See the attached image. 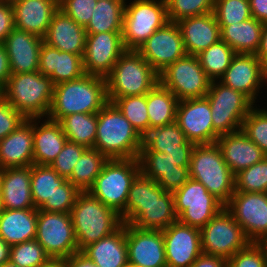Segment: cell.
Instances as JSON below:
<instances>
[{"mask_svg":"<svg viewBox=\"0 0 267 267\" xmlns=\"http://www.w3.org/2000/svg\"><path fill=\"white\" fill-rule=\"evenodd\" d=\"M176 221L173 193L140 172L131 184L123 223L138 229L164 230Z\"/></svg>","mask_w":267,"mask_h":267,"instance_id":"6da1fadb","label":"cell"},{"mask_svg":"<svg viewBox=\"0 0 267 267\" xmlns=\"http://www.w3.org/2000/svg\"><path fill=\"white\" fill-rule=\"evenodd\" d=\"M107 102L105 78L85 73L77 79L54 86L47 118L59 122L74 113H98Z\"/></svg>","mask_w":267,"mask_h":267,"instance_id":"7a4b0ae2","label":"cell"},{"mask_svg":"<svg viewBox=\"0 0 267 267\" xmlns=\"http://www.w3.org/2000/svg\"><path fill=\"white\" fill-rule=\"evenodd\" d=\"M143 137L118 107L107 102L97 113V132L94 148L108 159L138 158Z\"/></svg>","mask_w":267,"mask_h":267,"instance_id":"3957f363","label":"cell"},{"mask_svg":"<svg viewBox=\"0 0 267 267\" xmlns=\"http://www.w3.org/2000/svg\"><path fill=\"white\" fill-rule=\"evenodd\" d=\"M54 84L39 71L12 73L2 89L3 98L24 118H47Z\"/></svg>","mask_w":267,"mask_h":267,"instance_id":"277c9868","label":"cell"},{"mask_svg":"<svg viewBox=\"0 0 267 267\" xmlns=\"http://www.w3.org/2000/svg\"><path fill=\"white\" fill-rule=\"evenodd\" d=\"M70 214L79 251L113 233L123 224L121 216L114 209L104 205L88 191L78 195Z\"/></svg>","mask_w":267,"mask_h":267,"instance_id":"5b68a950","label":"cell"},{"mask_svg":"<svg viewBox=\"0 0 267 267\" xmlns=\"http://www.w3.org/2000/svg\"><path fill=\"white\" fill-rule=\"evenodd\" d=\"M108 102L117 98L145 95L159 83V74L136 51L126 50L105 78Z\"/></svg>","mask_w":267,"mask_h":267,"instance_id":"8992f818","label":"cell"},{"mask_svg":"<svg viewBox=\"0 0 267 267\" xmlns=\"http://www.w3.org/2000/svg\"><path fill=\"white\" fill-rule=\"evenodd\" d=\"M191 179L202 183L207 191L226 205L235 192V175L223 159L217 143L193 147L189 164Z\"/></svg>","mask_w":267,"mask_h":267,"instance_id":"52a82bcc","label":"cell"},{"mask_svg":"<svg viewBox=\"0 0 267 267\" xmlns=\"http://www.w3.org/2000/svg\"><path fill=\"white\" fill-rule=\"evenodd\" d=\"M140 173L138 158L108 159L88 192L125 220V208L132 182Z\"/></svg>","mask_w":267,"mask_h":267,"instance_id":"ba28073f","label":"cell"},{"mask_svg":"<svg viewBox=\"0 0 267 267\" xmlns=\"http://www.w3.org/2000/svg\"><path fill=\"white\" fill-rule=\"evenodd\" d=\"M127 1L123 17V44L126 50H137L156 30L169 22L167 5L165 0Z\"/></svg>","mask_w":267,"mask_h":267,"instance_id":"9c48e42d","label":"cell"},{"mask_svg":"<svg viewBox=\"0 0 267 267\" xmlns=\"http://www.w3.org/2000/svg\"><path fill=\"white\" fill-rule=\"evenodd\" d=\"M205 97L211 106L213 128L219 135L241 129L243 120L255 106L243 93L219 81H211Z\"/></svg>","mask_w":267,"mask_h":267,"instance_id":"30bf717a","label":"cell"},{"mask_svg":"<svg viewBox=\"0 0 267 267\" xmlns=\"http://www.w3.org/2000/svg\"><path fill=\"white\" fill-rule=\"evenodd\" d=\"M200 233L202 253L226 260L251 243L225 207L200 229Z\"/></svg>","mask_w":267,"mask_h":267,"instance_id":"8fae6325","label":"cell"},{"mask_svg":"<svg viewBox=\"0 0 267 267\" xmlns=\"http://www.w3.org/2000/svg\"><path fill=\"white\" fill-rule=\"evenodd\" d=\"M173 196L177 220L199 229L225 207L202 183L191 178Z\"/></svg>","mask_w":267,"mask_h":267,"instance_id":"7c38bea8","label":"cell"},{"mask_svg":"<svg viewBox=\"0 0 267 267\" xmlns=\"http://www.w3.org/2000/svg\"><path fill=\"white\" fill-rule=\"evenodd\" d=\"M159 83L178 100L204 98L211 80L196 55L186 54L159 74Z\"/></svg>","mask_w":267,"mask_h":267,"instance_id":"4fadbf2b","label":"cell"},{"mask_svg":"<svg viewBox=\"0 0 267 267\" xmlns=\"http://www.w3.org/2000/svg\"><path fill=\"white\" fill-rule=\"evenodd\" d=\"M35 239L51 259H65L79 252L70 213L38 209Z\"/></svg>","mask_w":267,"mask_h":267,"instance_id":"5bb4252c","label":"cell"},{"mask_svg":"<svg viewBox=\"0 0 267 267\" xmlns=\"http://www.w3.org/2000/svg\"><path fill=\"white\" fill-rule=\"evenodd\" d=\"M225 208L251 242L267 238V193L234 192Z\"/></svg>","mask_w":267,"mask_h":267,"instance_id":"9a60e30c","label":"cell"},{"mask_svg":"<svg viewBox=\"0 0 267 267\" xmlns=\"http://www.w3.org/2000/svg\"><path fill=\"white\" fill-rule=\"evenodd\" d=\"M136 51L158 74L187 54L177 23L170 21L156 30Z\"/></svg>","mask_w":267,"mask_h":267,"instance_id":"2e32d148","label":"cell"},{"mask_svg":"<svg viewBox=\"0 0 267 267\" xmlns=\"http://www.w3.org/2000/svg\"><path fill=\"white\" fill-rule=\"evenodd\" d=\"M125 51L122 32L87 34L82 57L84 72L106 78Z\"/></svg>","mask_w":267,"mask_h":267,"instance_id":"e0dca14e","label":"cell"},{"mask_svg":"<svg viewBox=\"0 0 267 267\" xmlns=\"http://www.w3.org/2000/svg\"><path fill=\"white\" fill-rule=\"evenodd\" d=\"M211 106L206 97L178 102L176 123L195 145L216 143L220 136L213 128Z\"/></svg>","mask_w":267,"mask_h":267,"instance_id":"ac0fdd59","label":"cell"},{"mask_svg":"<svg viewBox=\"0 0 267 267\" xmlns=\"http://www.w3.org/2000/svg\"><path fill=\"white\" fill-rule=\"evenodd\" d=\"M167 267H190L202 254L200 229L178 220L162 230Z\"/></svg>","mask_w":267,"mask_h":267,"instance_id":"d6986e66","label":"cell"},{"mask_svg":"<svg viewBox=\"0 0 267 267\" xmlns=\"http://www.w3.org/2000/svg\"><path fill=\"white\" fill-rule=\"evenodd\" d=\"M264 77L265 70L256 54H236L219 82L243 93L256 105L261 99L259 93H263Z\"/></svg>","mask_w":267,"mask_h":267,"instance_id":"ffe728a7","label":"cell"},{"mask_svg":"<svg viewBox=\"0 0 267 267\" xmlns=\"http://www.w3.org/2000/svg\"><path fill=\"white\" fill-rule=\"evenodd\" d=\"M126 244L129 263L167 267L162 230H144L126 224Z\"/></svg>","mask_w":267,"mask_h":267,"instance_id":"44dd1931","label":"cell"},{"mask_svg":"<svg viewBox=\"0 0 267 267\" xmlns=\"http://www.w3.org/2000/svg\"><path fill=\"white\" fill-rule=\"evenodd\" d=\"M140 172L167 192H174L190 178L189 166H176L166 153L150 151L142 145L138 157Z\"/></svg>","mask_w":267,"mask_h":267,"instance_id":"7402d4cb","label":"cell"},{"mask_svg":"<svg viewBox=\"0 0 267 267\" xmlns=\"http://www.w3.org/2000/svg\"><path fill=\"white\" fill-rule=\"evenodd\" d=\"M3 44L8 54L12 73L39 71V57L43 38L14 28Z\"/></svg>","mask_w":267,"mask_h":267,"instance_id":"603a6c76","label":"cell"},{"mask_svg":"<svg viewBox=\"0 0 267 267\" xmlns=\"http://www.w3.org/2000/svg\"><path fill=\"white\" fill-rule=\"evenodd\" d=\"M177 25L189 55H198L221 40L220 26L214 12L181 19Z\"/></svg>","mask_w":267,"mask_h":267,"instance_id":"cb8c5ba5","label":"cell"},{"mask_svg":"<svg viewBox=\"0 0 267 267\" xmlns=\"http://www.w3.org/2000/svg\"><path fill=\"white\" fill-rule=\"evenodd\" d=\"M216 143L234 175L260 162L266 156L241 129L220 135Z\"/></svg>","mask_w":267,"mask_h":267,"instance_id":"d4e9b609","label":"cell"},{"mask_svg":"<svg viewBox=\"0 0 267 267\" xmlns=\"http://www.w3.org/2000/svg\"><path fill=\"white\" fill-rule=\"evenodd\" d=\"M86 37L85 27L58 9L53 14L43 42L60 51L83 56Z\"/></svg>","mask_w":267,"mask_h":267,"instance_id":"484cf974","label":"cell"},{"mask_svg":"<svg viewBox=\"0 0 267 267\" xmlns=\"http://www.w3.org/2000/svg\"><path fill=\"white\" fill-rule=\"evenodd\" d=\"M33 164V118L26 119L0 140V169Z\"/></svg>","mask_w":267,"mask_h":267,"instance_id":"4316f807","label":"cell"},{"mask_svg":"<svg viewBox=\"0 0 267 267\" xmlns=\"http://www.w3.org/2000/svg\"><path fill=\"white\" fill-rule=\"evenodd\" d=\"M14 28L43 38L53 14L59 9L58 0H18L11 4Z\"/></svg>","mask_w":267,"mask_h":267,"instance_id":"83f0119b","label":"cell"},{"mask_svg":"<svg viewBox=\"0 0 267 267\" xmlns=\"http://www.w3.org/2000/svg\"><path fill=\"white\" fill-rule=\"evenodd\" d=\"M82 57L60 51L43 42L39 57V72L50 77L54 85L77 79L85 74Z\"/></svg>","mask_w":267,"mask_h":267,"instance_id":"f1b7e54d","label":"cell"},{"mask_svg":"<svg viewBox=\"0 0 267 267\" xmlns=\"http://www.w3.org/2000/svg\"><path fill=\"white\" fill-rule=\"evenodd\" d=\"M31 166L0 169L3 209L35 208L31 193Z\"/></svg>","mask_w":267,"mask_h":267,"instance_id":"f546056e","label":"cell"},{"mask_svg":"<svg viewBox=\"0 0 267 267\" xmlns=\"http://www.w3.org/2000/svg\"><path fill=\"white\" fill-rule=\"evenodd\" d=\"M66 141L67 137L58 121L33 118V164L50 165Z\"/></svg>","mask_w":267,"mask_h":267,"instance_id":"4dcf8cb0","label":"cell"},{"mask_svg":"<svg viewBox=\"0 0 267 267\" xmlns=\"http://www.w3.org/2000/svg\"><path fill=\"white\" fill-rule=\"evenodd\" d=\"M81 252L99 267H125L128 263L126 224Z\"/></svg>","mask_w":267,"mask_h":267,"instance_id":"1f68e13d","label":"cell"},{"mask_svg":"<svg viewBox=\"0 0 267 267\" xmlns=\"http://www.w3.org/2000/svg\"><path fill=\"white\" fill-rule=\"evenodd\" d=\"M37 218V208L3 209L0 214V237L10 246L34 240Z\"/></svg>","mask_w":267,"mask_h":267,"instance_id":"d6a6232c","label":"cell"},{"mask_svg":"<svg viewBox=\"0 0 267 267\" xmlns=\"http://www.w3.org/2000/svg\"><path fill=\"white\" fill-rule=\"evenodd\" d=\"M219 26L221 40L227 43L236 54L258 53L264 23L251 17L236 24Z\"/></svg>","mask_w":267,"mask_h":267,"instance_id":"836d02e7","label":"cell"},{"mask_svg":"<svg viewBox=\"0 0 267 267\" xmlns=\"http://www.w3.org/2000/svg\"><path fill=\"white\" fill-rule=\"evenodd\" d=\"M127 0H100L93 8L87 34L122 32L125 3Z\"/></svg>","mask_w":267,"mask_h":267,"instance_id":"e575fe53","label":"cell"},{"mask_svg":"<svg viewBox=\"0 0 267 267\" xmlns=\"http://www.w3.org/2000/svg\"><path fill=\"white\" fill-rule=\"evenodd\" d=\"M178 102V98L160 83L150 90L147 93L150 130L174 123Z\"/></svg>","mask_w":267,"mask_h":267,"instance_id":"d590c367","label":"cell"},{"mask_svg":"<svg viewBox=\"0 0 267 267\" xmlns=\"http://www.w3.org/2000/svg\"><path fill=\"white\" fill-rule=\"evenodd\" d=\"M67 140L94 148L97 132V113H74L59 121Z\"/></svg>","mask_w":267,"mask_h":267,"instance_id":"8d00e7d4","label":"cell"},{"mask_svg":"<svg viewBox=\"0 0 267 267\" xmlns=\"http://www.w3.org/2000/svg\"><path fill=\"white\" fill-rule=\"evenodd\" d=\"M108 158L95 148H87L75 164L68 179L81 192H87L101 173Z\"/></svg>","mask_w":267,"mask_h":267,"instance_id":"74e56055","label":"cell"},{"mask_svg":"<svg viewBox=\"0 0 267 267\" xmlns=\"http://www.w3.org/2000/svg\"><path fill=\"white\" fill-rule=\"evenodd\" d=\"M67 181L50 165H31V193L35 208L39 209L56 190Z\"/></svg>","mask_w":267,"mask_h":267,"instance_id":"f35d334b","label":"cell"},{"mask_svg":"<svg viewBox=\"0 0 267 267\" xmlns=\"http://www.w3.org/2000/svg\"><path fill=\"white\" fill-rule=\"evenodd\" d=\"M143 145L150 151L181 150V145H195L188 141L176 122L149 130L143 136Z\"/></svg>","mask_w":267,"mask_h":267,"instance_id":"ab89813d","label":"cell"},{"mask_svg":"<svg viewBox=\"0 0 267 267\" xmlns=\"http://www.w3.org/2000/svg\"><path fill=\"white\" fill-rule=\"evenodd\" d=\"M235 55V51L227 43L219 40L196 56L208 78L219 81Z\"/></svg>","mask_w":267,"mask_h":267,"instance_id":"60d3db41","label":"cell"},{"mask_svg":"<svg viewBox=\"0 0 267 267\" xmlns=\"http://www.w3.org/2000/svg\"><path fill=\"white\" fill-rule=\"evenodd\" d=\"M113 103L142 137L150 130L147 94L120 97Z\"/></svg>","mask_w":267,"mask_h":267,"instance_id":"b9f144b4","label":"cell"},{"mask_svg":"<svg viewBox=\"0 0 267 267\" xmlns=\"http://www.w3.org/2000/svg\"><path fill=\"white\" fill-rule=\"evenodd\" d=\"M235 192L267 193V156L235 175Z\"/></svg>","mask_w":267,"mask_h":267,"instance_id":"7bdbcfd3","label":"cell"},{"mask_svg":"<svg viewBox=\"0 0 267 267\" xmlns=\"http://www.w3.org/2000/svg\"><path fill=\"white\" fill-rule=\"evenodd\" d=\"M260 107L256 104L250 110L243 120L241 130L267 156V108Z\"/></svg>","mask_w":267,"mask_h":267,"instance_id":"ee69618b","label":"cell"},{"mask_svg":"<svg viewBox=\"0 0 267 267\" xmlns=\"http://www.w3.org/2000/svg\"><path fill=\"white\" fill-rule=\"evenodd\" d=\"M50 259L36 239L12 245L10 248V261L18 267H38Z\"/></svg>","mask_w":267,"mask_h":267,"instance_id":"f6af8a7d","label":"cell"},{"mask_svg":"<svg viewBox=\"0 0 267 267\" xmlns=\"http://www.w3.org/2000/svg\"><path fill=\"white\" fill-rule=\"evenodd\" d=\"M167 17L177 23L181 19L203 15L214 11L215 0H165Z\"/></svg>","mask_w":267,"mask_h":267,"instance_id":"bcb514c9","label":"cell"},{"mask_svg":"<svg viewBox=\"0 0 267 267\" xmlns=\"http://www.w3.org/2000/svg\"><path fill=\"white\" fill-rule=\"evenodd\" d=\"M213 12L219 25L236 24L252 17L249 0H215Z\"/></svg>","mask_w":267,"mask_h":267,"instance_id":"7dc6e473","label":"cell"},{"mask_svg":"<svg viewBox=\"0 0 267 267\" xmlns=\"http://www.w3.org/2000/svg\"><path fill=\"white\" fill-rule=\"evenodd\" d=\"M81 191L67 180L63 185L56 187L51 198H48L39 210L57 213H71Z\"/></svg>","mask_w":267,"mask_h":267,"instance_id":"c3c4849f","label":"cell"},{"mask_svg":"<svg viewBox=\"0 0 267 267\" xmlns=\"http://www.w3.org/2000/svg\"><path fill=\"white\" fill-rule=\"evenodd\" d=\"M87 147L66 141L61 152L57 155L50 166L67 180L71 177L73 168Z\"/></svg>","mask_w":267,"mask_h":267,"instance_id":"681fc988","label":"cell"},{"mask_svg":"<svg viewBox=\"0 0 267 267\" xmlns=\"http://www.w3.org/2000/svg\"><path fill=\"white\" fill-rule=\"evenodd\" d=\"M228 267H267V257L260 243L251 242L227 260Z\"/></svg>","mask_w":267,"mask_h":267,"instance_id":"f907efd6","label":"cell"},{"mask_svg":"<svg viewBox=\"0 0 267 267\" xmlns=\"http://www.w3.org/2000/svg\"><path fill=\"white\" fill-rule=\"evenodd\" d=\"M97 0H58V8L79 25L86 27L90 22Z\"/></svg>","mask_w":267,"mask_h":267,"instance_id":"816d5d0a","label":"cell"},{"mask_svg":"<svg viewBox=\"0 0 267 267\" xmlns=\"http://www.w3.org/2000/svg\"><path fill=\"white\" fill-rule=\"evenodd\" d=\"M26 120L4 98L0 99V140L13 132Z\"/></svg>","mask_w":267,"mask_h":267,"instance_id":"f5cc1de1","label":"cell"},{"mask_svg":"<svg viewBox=\"0 0 267 267\" xmlns=\"http://www.w3.org/2000/svg\"><path fill=\"white\" fill-rule=\"evenodd\" d=\"M14 29V12L10 3L0 1V43Z\"/></svg>","mask_w":267,"mask_h":267,"instance_id":"db71d44e","label":"cell"},{"mask_svg":"<svg viewBox=\"0 0 267 267\" xmlns=\"http://www.w3.org/2000/svg\"><path fill=\"white\" fill-rule=\"evenodd\" d=\"M194 146L181 145V150L165 151V153L176 162V166H189Z\"/></svg>","mask_w":267,"mask_h":267,"instance_id":"11a10c76","label":"cell"},{"mask_svg":"<svg viewBox=\"0 0 267 267\" xmlns=\"http://www.w3.org/2000/svg\"><path fill=\"white\" fill-rule=\"evenodd\" d=\"M190 267H228L227 260L202 253Z\"/></svg>","mask_w":267,"mask_h":267,"instance_id":"9f6ffc18","label":"cell"},{"mask_svg":"<svg viewBox=\"0 0 267 267\" xmlns=\"http://www.w3.org/2000/svg\"><path fill=\"white\" fill-rule=\"evenodd\" d=\"M12 74L8 54L3 43H0V87L3 89Z\"/></svg>","mask_w":267,"mask_h":267,"instance_id":"6f0895ef","label":"cell"},{"mask_svg":"<svg viewBox=\"0 0 267 267\" xmlns=\"http://www.w3.org/2000/svg\"><path fill=\"white\" fill-rule=\"evenodd\" d=\"M64 267H99L81 251L64 259Z\"/></svg>","mask_w":267,"mask_h":267,"instance_id":"680465c9","label":"cell"},{"mask_svg":"<svg viewBox=\"0 0 267 267\" xmlns=\"http://www.w3.org/2000/svg\"><path fill=\"white\" fill-rule=\"evenodd\" d=\"M250 11L253 18L262 23H267V0H249Z\"/></svg>","mask_w":267,"mask_h":267,"instance_id":"91938a15","label":"cell"},{"mask_svg":"<svg viewBox=\"0 0 267 267\" xmlns=\"http://www.w3.org/2000/svg\"><path fill=\"white\" fill-rule=\"evenodd\" d=\"M256 55L260 59L263 69H267V23L264 24L261 45Z\"/></svg>","mask_w":267,"mask_h":267,"instance_id":"94428289","label":"cell"},{"mask_svg":"<svg viewBox=\"0 0 267 267\" xmlns=\"http://www.w3.org/2000/svg\"><path fill=\"white\" fill-rule=\"evenodd\" d=\"M10 248L11 246L0 237V266L10 261Z\"/></svg>","mask_w":267,"mask_h":267,"instance_id":"6125c7cd","label":"cell"},{"mask_svg":"<svg viewBox=\"0 0 267 267\" xmlns=\"http://www.w3.org/2000/svg\"><path fill=\"white\" fill-rule=\"evenodd\" d=\"M38 267H64V259H50L47 263Z\"/></svg>","mask_w":267,"mask_h":267,"instance_id":"be15d7a7","label":"cell"},{"mask_svg":"<svg viewBox=\"0 0 267 267\" xmlns=\"http://www.w3.org/2000/svg\"><path fill=\"white\" fill-rule=\"evenodd\" d=\"M259 243H260L261 246L264 248L265 253H266V257H267V238L261 240Z\"/></svg>","mask_w":267,"mask_h":267,"instance_id":"e7e4bbea","label":"cell"},{"mask_svg":"<svg viewBox=\"0 0 267 267\" xmlns=\"http://www.w3.org/2000/svg\"><path fill=\"white\" fill-rule=\"evenodd\" d=\"M0 267H18L16 264L12 263L11 261L5 262Z\"/></svg>","mask_w":267,"mask_h":267,"instance_id":"03108f58","label":"cell"},{"mask_svg":"<svg viewBox=\"0 0 267 267\" xmlns=\"http://www.w3.org/2000/svg\"><path fill=\"white\" fill-rule=\"evenodd\" d=\"M1 2H5V3H10V4H12V3H14V2H16V1H18V0H0Z\"/></svg>","mask_w":267,"mask_h":267,"instance_id":"003e7915","label":"cell"},{"mask_svg":"<svg viewBox=\"0 0 267 267\" xmlns=\"http://www.w3.org/2000/svg\"><path fill=\"white\" fill-rule=\"evenodd\" d=\"M264 86H267V69H265Z\"/></svg>","mask_w":267,"mask_h":267,"instance_id":"a7ac6f4b","label":"cell"},{"mask_svg":"<svg viewBox=\"0 0 267 267\" xmlns=\"http://www.w3.org/2000/svg\"><path fill=\"white\" fill-rule=\"evenodd\" d=\"M125 267H140L139 265H135V264H131V263H127V265Z\"/></svg>","mask_w":267,"mask_h":267,"instance_id":"89a4df30","label":"cell"},{"mask_svg":"<svg viewBox=\"0 0 267 267\" xmlns=\"http://www.w3.org/2000/svg\"><path fill=\"white\" fill-rule=\"evenodd\" d=\"M3 207H2V200H1V194H0V214L2 213Z\"/></svg>","mask_w":267,"mask_h":267,"instance_id":"2644e50d","label":"cell"},{"mask_svg":"<svg viewBox=\"0 0 267 267\" xmlns=\"http://www.w3.org/2000/svg\"><path fill=\"white\" fill-rule=\"evenodd\" d=\"M3 98L2 88L0 87V99Z\"/></svg>","mask_w":267,"mask_h":267,"instance_id":"8c879c8a","label":"cell"}]
</instances>
